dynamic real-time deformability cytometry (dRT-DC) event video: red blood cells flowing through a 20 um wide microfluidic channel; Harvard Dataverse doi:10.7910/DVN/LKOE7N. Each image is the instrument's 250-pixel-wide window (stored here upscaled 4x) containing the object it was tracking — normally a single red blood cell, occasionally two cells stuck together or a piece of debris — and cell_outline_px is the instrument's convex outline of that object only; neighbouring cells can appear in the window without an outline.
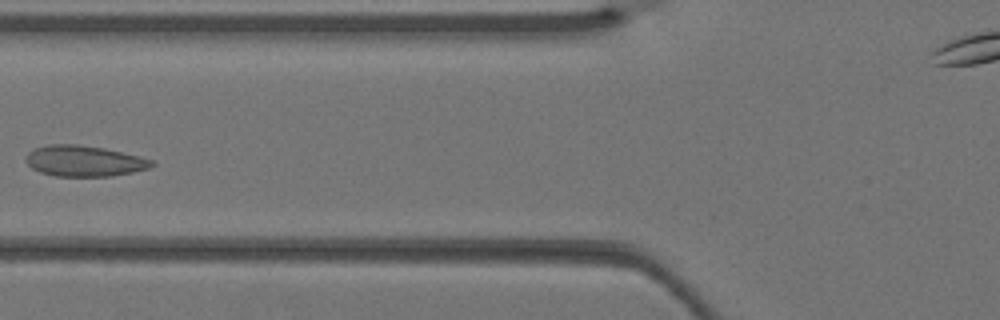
{"species": "Egyptian fruit bat (a non-hibernating species)", "species_latin": "Rousettus aegyptiacus", "temperature_condition": "warm", "stored_images_in_passage": 4, "camera_frame_rate_fps": 3000, "um_per_image_px": 0.085, "animal": {"sex": "female"}, "frame": {"image": 1, "passage_image": 4, "time_ms": 1.0, "image_size_px": [1000, 320], "cell_outline_px": [[156, 164], [148, 168], [132, 172], [112, 176], [56, 176], [40, 172], [32, 168], [24, 160], [28, 152], [36, 148], [48, 144], [76, 144], [104, 148], [140, 156], [152, 160]], "centroid_in_image_um": [7.15, 13.68], "position_along_channel_um": 118.7, "area_um2": 22.6}}